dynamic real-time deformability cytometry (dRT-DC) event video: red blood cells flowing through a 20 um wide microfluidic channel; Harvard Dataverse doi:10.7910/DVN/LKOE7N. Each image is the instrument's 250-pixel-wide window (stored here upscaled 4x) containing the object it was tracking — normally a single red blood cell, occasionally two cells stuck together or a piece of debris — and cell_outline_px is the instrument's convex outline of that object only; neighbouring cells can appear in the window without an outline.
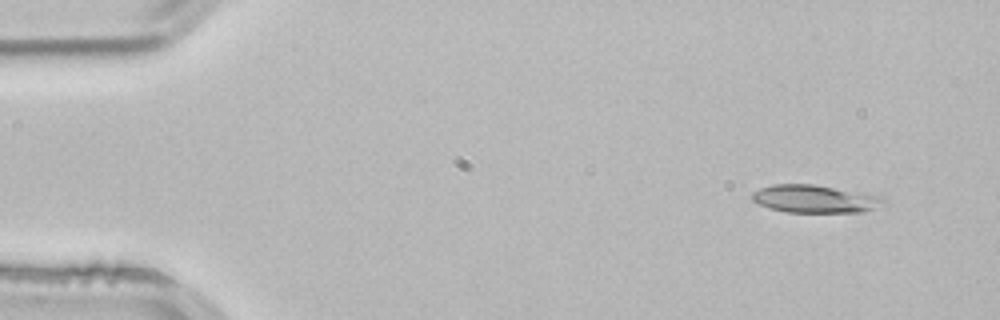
{"species": "common noctule bat (a hibernating species)", "species_latin": "Nyctalus noctula", "temperature_condition": "room temperature", "stored_images_in_passage": 2, "camera_frame_rate_fps": 3000, "um_per_image_px": 0.085, "animal": {"sex": "male", "body_mass_g": 21.5, "forearm_length_mm": 52.0}, "frame": {"image": 1, "passage_image": 1, "time_ms": 0.0, "image_size_px": [1000, 320], "cell_outline_px": [[884, 204], [864, 212], [788, 212], [768, 208], [752, 200], [752, 192], [760, 188], [772, 184], [812, 184], [880, 196], [884, 200]], "centroid_in_image_um": [69.22, 16.91], "position_along_channel_um": 15.8, "area_um2": 21.04}}